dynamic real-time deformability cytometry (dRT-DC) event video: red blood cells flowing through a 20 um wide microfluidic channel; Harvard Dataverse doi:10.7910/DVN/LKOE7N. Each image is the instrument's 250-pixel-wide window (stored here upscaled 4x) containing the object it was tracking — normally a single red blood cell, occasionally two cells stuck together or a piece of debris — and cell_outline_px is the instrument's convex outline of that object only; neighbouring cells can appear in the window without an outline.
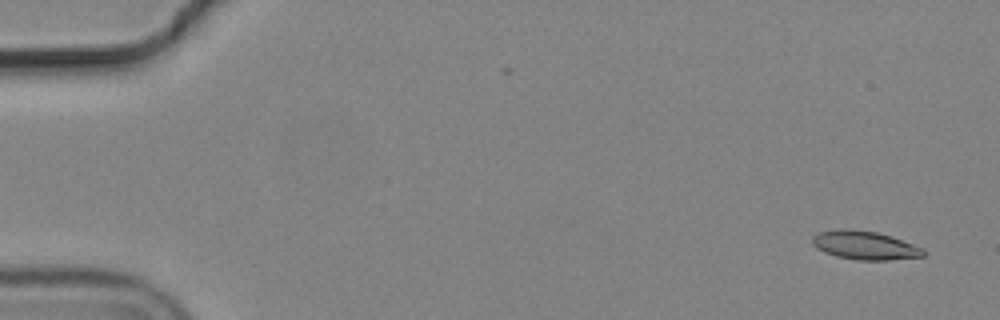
{"species": "common noctule bat (a hibernating species)", "species_latin": "Nyctalus noctula", "temperature_condition": "cold", "stored_images_in_passage": 57, "camera_frame_rate_fps": 3000, "um_per_image_px": 0.085, "animal": {"sex": "male", "body_mass_g": 19.2, "forearm_length_mm": 51.8}, "frame": {"image": 1, "passage_image": 3, "time_ms": 0.667, "image_size_px": [1000, 320], "cell_outline_px": [[928, 252], [924, 256], [888, 260], [856, 260], [836, 256], [824, 252], [816, 248], [812, 244], [812, 236], [816, 232], [840, 228], [848, 228], [876, 232], [892, 236], [924, 248]], "centroid_in_image_um": [73.5, 20.84], "position_along_channel_um": 11.5, "area_um2": 18.84}}
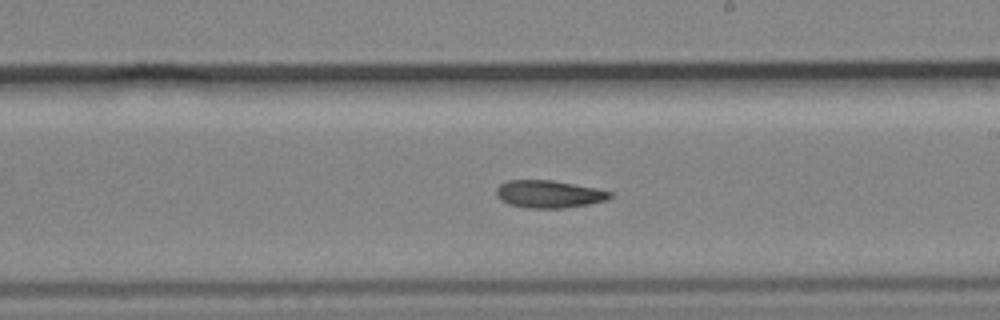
{"frame": {"image": 2, "passage_image": 33, "time_ms": 10.667, "image_size_px": [1000, 320], "cell_outline_px": [[612, 196], [608, 200], [588, 204], [564, 208], [528, 208], [512, 204], [500, 200], [496, 196], [496, 188], [500, 184], [508, 180], [552, 180], [596, 188], [612, 192]], "centroid_in_image_um": [46.66, 16.49], "position_along_channel_um": 242.3, "area_um2": 18.21}}
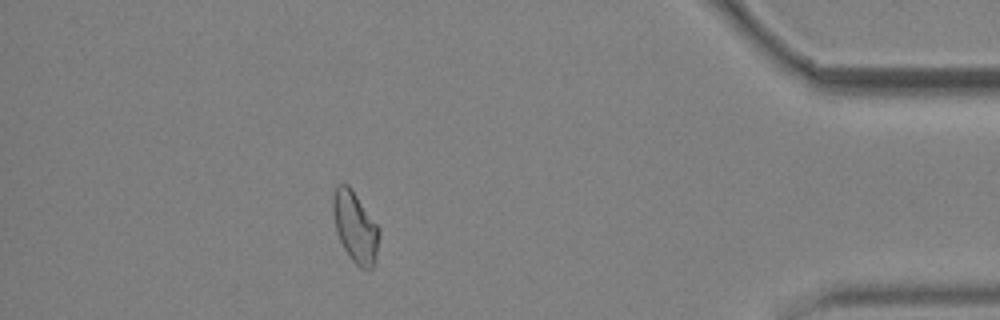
{"frame": {"image": 3, "passage_image": 50, "time_ms": 16.333, "image_size_px": [1000, 320], "cell_outline_px": [[380, 232], [376, 260], [372, 268], [360, 268], [352, 260], [344, 248], [336, 232], [332, 212], [332, 196], [336, 188], [340, 184], [348, 184], [352, 188], [380, 228]], "centroid_in_image_um": [30.2, 19.28], "position_along_channel_um": 405.0, "area_um2": 19.19}}